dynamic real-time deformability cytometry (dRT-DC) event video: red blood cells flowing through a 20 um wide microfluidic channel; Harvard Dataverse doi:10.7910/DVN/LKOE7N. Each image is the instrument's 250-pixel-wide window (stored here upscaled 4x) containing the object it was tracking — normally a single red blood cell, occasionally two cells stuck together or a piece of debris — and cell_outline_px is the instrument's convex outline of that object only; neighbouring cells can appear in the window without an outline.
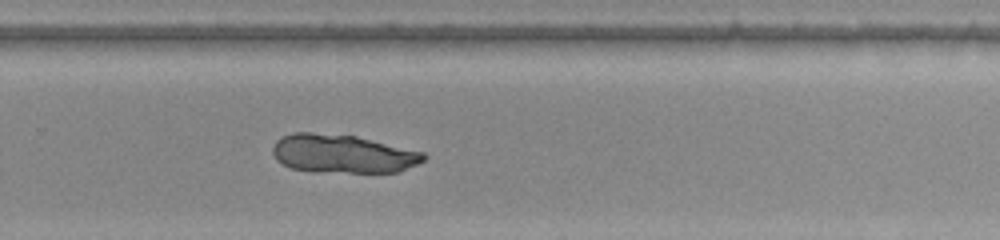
{"species": "common noctule bat (a hibernating species)", "species_latin": "Nyctalus noctula", "temperature_condition": "warm", "stored_images_in_passage": 37, "camera_frame_rate_fps": 3000, "um_per_image_px": 0.085, "animal": {"sex": "female", "body_mass_g": 22.0, "forearm_length_mm": 56.7}, "frame": {"image": 1, "passage_image": 30, "time_ms": 9.667, "image_size_px": [1000, 240], "cell_outline_px": [[428, 156], [424, 160], [400, 172], [312, 172], [292, 168], [276, 160], [272, 152], [272, 148], [276, 140], [292, 132], [312, 132], [356, 136], [424, 152]], "centroid_in_image_um": [29.12, 13.07], "position_along_channel_um": 300.7, "area_um2": 33.99}}
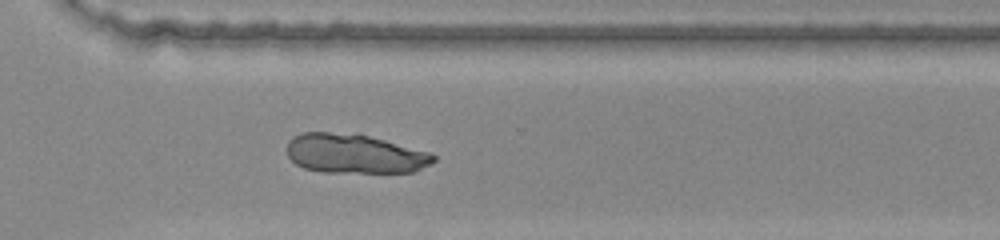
{"frame": {"image": 2, "passage_image": 33, "time_ms": 10.667, "image_size_px": [1000, 240], "cell_outline_px": [[436, 160], [416, 172], [320, 172], [304, 168], [296, 164], [288, 156], [288, 140], [304, 132], [328, 132], [368, 136], [432, 152], [436, 156]], "centroid_in_image_um": [30.17, 13.08], "position_along_channel_um": 340.4, "area_um2": 33.41}}
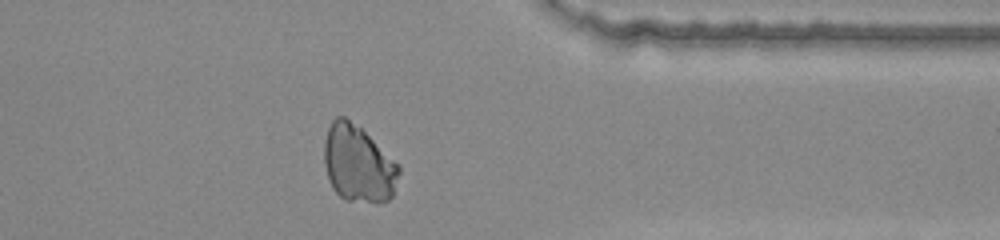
{"frame": {"image": 3, "passage_image": 37, "time_ms": 12.0, "image_size_px": [1000, 240], "cell_outline_px": [[400, 172], [392, 196], [388, 200], [376, 204], [344, 200], [332, 188], [324, 164], [324, 140], [328, 128], [332, 120], [336, 116], [344, 116], [360, 128], [400, 164]], "centroid_in_image_um": [30.45, 13.95], "position_along_channel_um": 380.9, "area_um2": 33.7}}